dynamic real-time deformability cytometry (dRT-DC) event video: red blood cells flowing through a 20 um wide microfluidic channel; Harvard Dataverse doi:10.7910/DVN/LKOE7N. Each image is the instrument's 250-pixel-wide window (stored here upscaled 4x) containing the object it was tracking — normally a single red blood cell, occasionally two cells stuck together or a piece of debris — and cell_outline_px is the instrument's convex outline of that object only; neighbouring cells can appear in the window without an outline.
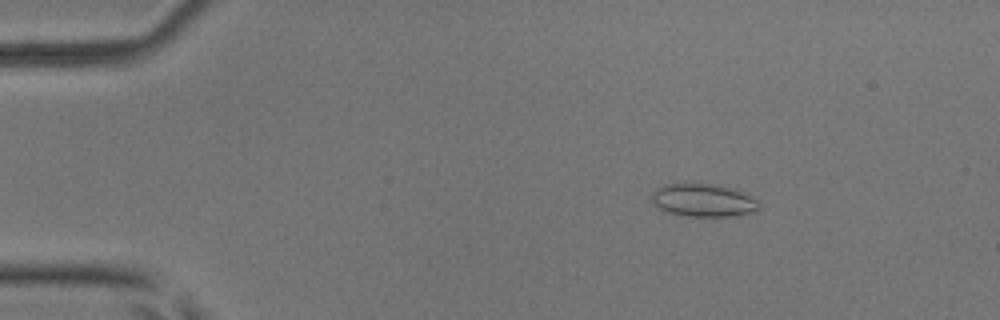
{"species": "common noctule bat (a hibernating species)", "species_latin": "Nyctalus noctula", "temperature_condition": "room temperature", "stored_images_in_passage": 52, "camera_frame_rate_fps": 3000, "um_per_image_px": 0.085, "animal": {"sex": "male", "body_mass_g": 17.9, "forearm_length_mm": 54.2}, "frame": {"image": 1, "passage_image": 9, "time_ms": 2.667, "image_size_px": [1000, 320], "cell_outline_px": [[760, 208], [756, 212], [736, 216], [688, 216], [668, 212], [660, 208], [652, 200], [652, 192], [656, 188], [664, 184], [716, 184], [736, 188], [756, 200], [760, 204]], "centroid_in_image_um": [59.83, 17.02], "position_along_channel_um": 25.2, "area_um2": 20.63}}
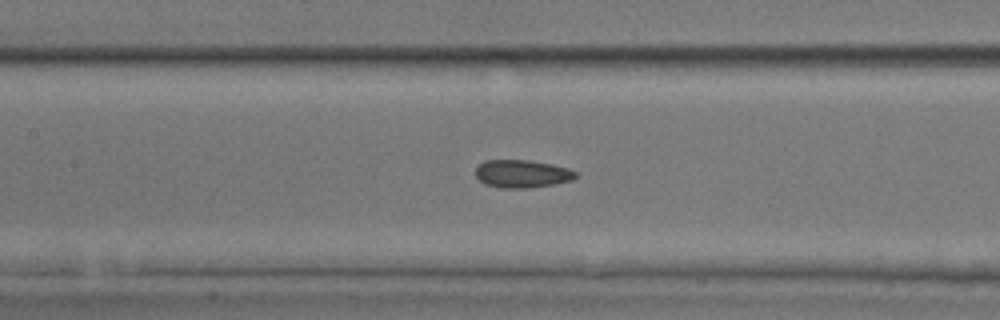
{"frame": {"image": 2, "passage_image": 25, "time_ms": 8.0, "image_size_px": [1000, 320], "cell_outline_px": [[576, 176], [572, 180], [552, 184], [528, 188], [500, 188], [484, 184], [476, 176], [476, 168], [484, 160], [528, 160], [552, 164], [568, 168], [576, 172]], "centroid_in_image_um": [44.35, 14.77], "position_along_channel_um": 163.0, "area_um2": 16.18}}
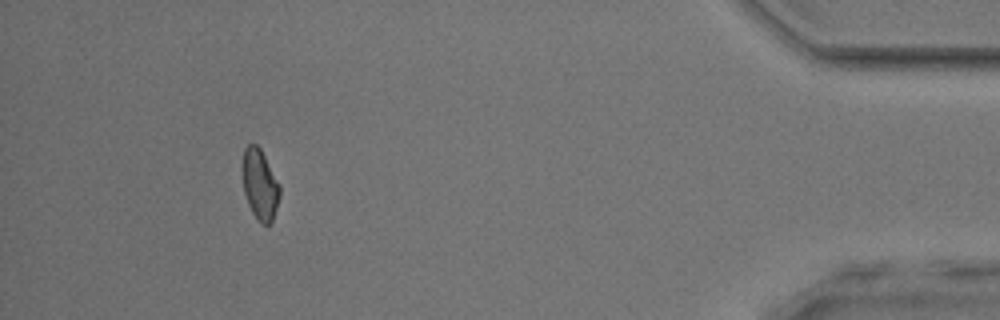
{"frame": {"image": 3, "passage_image": 48, "time_ms": 15.667, "image_size_px": [1000, 320], "cell_outline_px": [[280, 196], [272, 220], [268, 224], [260, 224], [252, 212], [248, 204], [244, 192], [240, 168], [244, 148], [248, 144], [256, 144], [260, 148], [280, 184]], "centroid_in_image_um": [22.06, 15.65], "position_along_channel_um": 413.1, "area_um2": 15.61}, "authors_computed_cell_mechanics": {"area_um2": 16.4152, "velocity_mm_per_s": 4.0464, "shape_relaxation_time_tau1_ms": null, "shape_relaxation_time_tau2_ms": 2.1973, "deformation_change_tau1": null, "deformation_change_tau2": 0.0827}}